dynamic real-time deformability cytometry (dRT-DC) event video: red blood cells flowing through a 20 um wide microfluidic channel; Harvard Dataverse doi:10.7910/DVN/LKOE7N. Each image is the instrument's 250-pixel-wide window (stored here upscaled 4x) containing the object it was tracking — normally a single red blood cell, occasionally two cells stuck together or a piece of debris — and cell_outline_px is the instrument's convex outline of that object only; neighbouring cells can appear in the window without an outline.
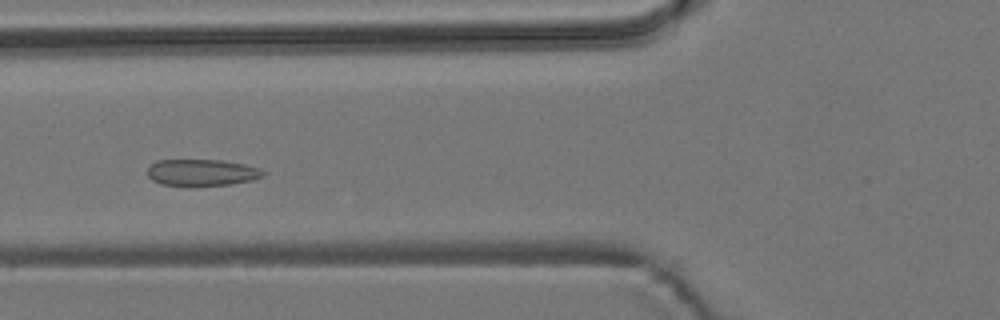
{"species": "common noctule bat (a hibernating species)", "species_latin": "Nyctalus noctula", "temperature_condition": "room temperature", "stored_images_in_passage": 21, "camera_frame_rate_fps": 3000, "um_per_image_px": 0.085, "animal": {"sex": "male", "body_mass_g": 19.2, "forearm_length_mm": 51.8}, "frame": {"image": 1, "passage_image": 15, "time_ms": 4.667, "image_size_px": [1000, 320], "cell_outline_px": [[264, 176], [252, 180], [232, 184], [160, 184], [152, 180], [148, 176], [148, 168], [156, 160], [220, 160], [244, 164], [260, 168], [264, 172]], "centroid_in_image_um": [17.17, 14.64], "position_along_channel_um": 108.6, "area_um2": 17.46}}
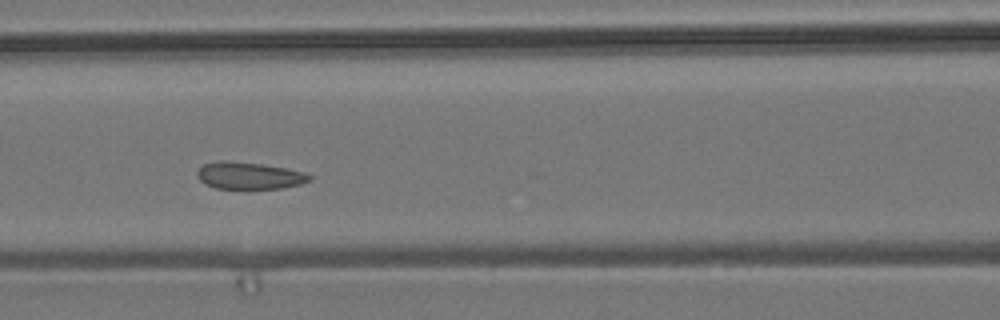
{"frame": {"image": 2, "passage_image": 18, "time_ms": 5.667, "image_size_px": [1000, 320], "cell_outline_px": [[312, 180], [300, 184], [280, 188], [216, 188], [204, 184], [196, 176], [196, 172], [204, 164], [220, 160], [228, 160], [264, 164], [304, 172], [312, 176]], "centroid_in_image_um": [21.16, 14.91], "position_along_channel_um": 145.4, "area_um2": 17.69}}
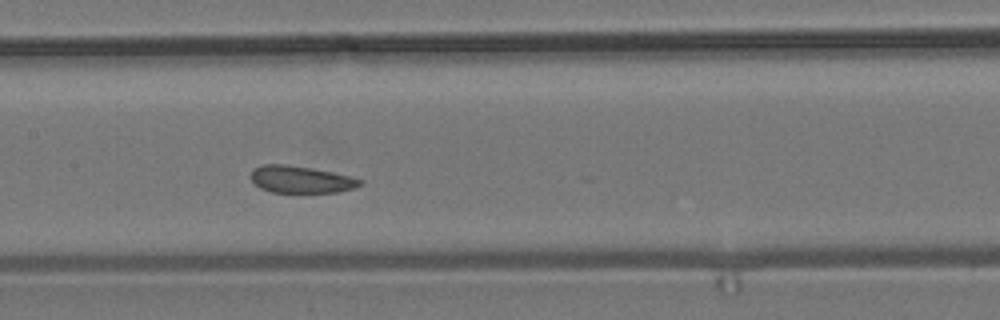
{"frame": {"image": 3, "passage_image": 21, "time_ms": 6.667, "image_size_px": [1000, 320], "cell_outline_px": [[364, 184], [352, 188], [336, 192], [272, 192], [260, 188], [252, 180], [252, 168], [264, 164], [284, 164], [312, 168], [352, 176], [364, 180]], "centroid_in_image_um": [25.6, 15.24], "position_along_channel_um": 181.8, "area_um2": 17.17}}